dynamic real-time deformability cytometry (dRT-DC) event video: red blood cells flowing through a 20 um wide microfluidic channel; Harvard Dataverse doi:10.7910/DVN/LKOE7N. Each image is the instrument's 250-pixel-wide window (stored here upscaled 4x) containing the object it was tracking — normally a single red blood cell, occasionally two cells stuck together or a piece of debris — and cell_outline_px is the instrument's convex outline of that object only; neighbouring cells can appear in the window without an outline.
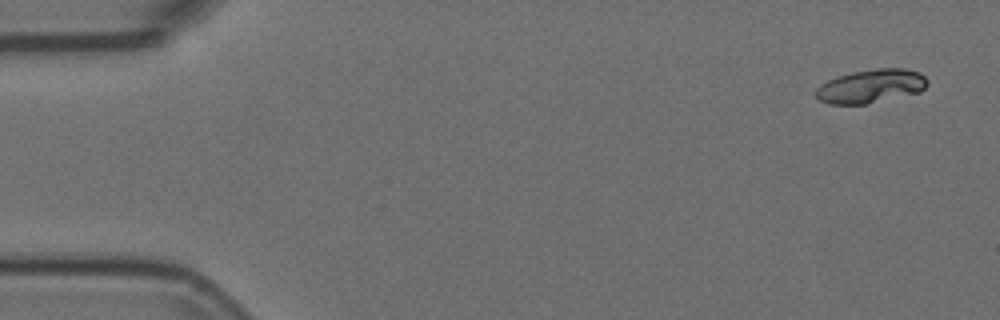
{"species": "Egyptian fruit bat (a non-hibernating species)", "species_latin": "Rousettus aegyptiacus", "temperature_condition": "room temperature", "stored_images_in_passage": 5, "camera_frame_rate_fps": 3000, "um_per_image_px": 0.085, "animal": {"sex": "female"}, "frame": {"image": 1, "passage_image": 1, "time_ms": 0.0, "image_size_px": [1000, 320], "cell_outline_px": [[928, 84], [920, 92], [864, 104], [828, 104], [820, 100], [812, 92], [820, 84], [836, 76], [852, 72], [876, 68], [904, 68], [920, 72], [928, 80]], "centroid_in_image_um": [74.0, 7.31], "position_along_channel_um": 11.0, "area_um2": 21.96}}